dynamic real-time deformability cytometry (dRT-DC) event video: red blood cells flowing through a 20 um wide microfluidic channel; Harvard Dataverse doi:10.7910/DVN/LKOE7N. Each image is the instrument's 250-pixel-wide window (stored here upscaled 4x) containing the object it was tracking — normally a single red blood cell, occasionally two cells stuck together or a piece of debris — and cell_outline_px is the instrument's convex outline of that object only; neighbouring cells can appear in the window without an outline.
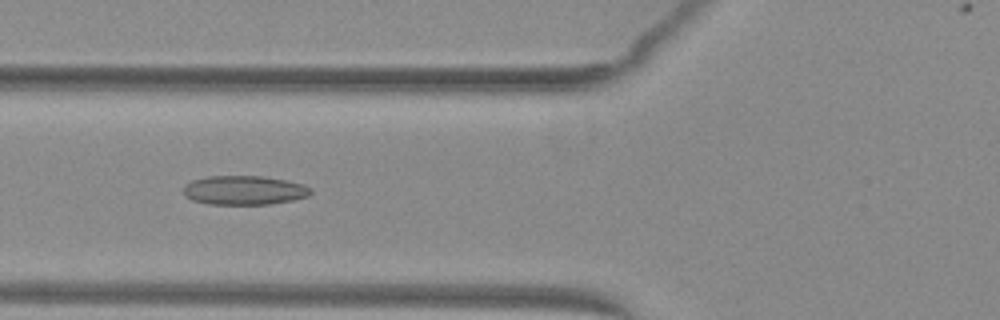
{"species": "common noctule bat (a hibernating species)", "species_latin": "Nyctalus noctula", "temperature_condition": "warm", "stored_images_in_passage": 44, "camera_frame_rate_fps": 3000, "um_per_image_px": 0.085, "animal": {"sex": "female", "body_mass_g": 29.2, "forearm_length_mm": 56.3}, "frame": {"image": 1, "passage_image": 12, "time_ms": 3.667, "image_size_px": [1000, 320], "cell_outline_px": [[312, 192], [308, 196], [292, 200], [268, 204], [208, 204], [192, 200], [184, 196], [184, 188], [192, 180], [208, 176], [264, 176], [288, 180], [304, 184], [312, 188]], "centroid_in_image_um": [20.79, 16.16], "position_along_channel_um": 105.0, "area_um2": 21.68}}
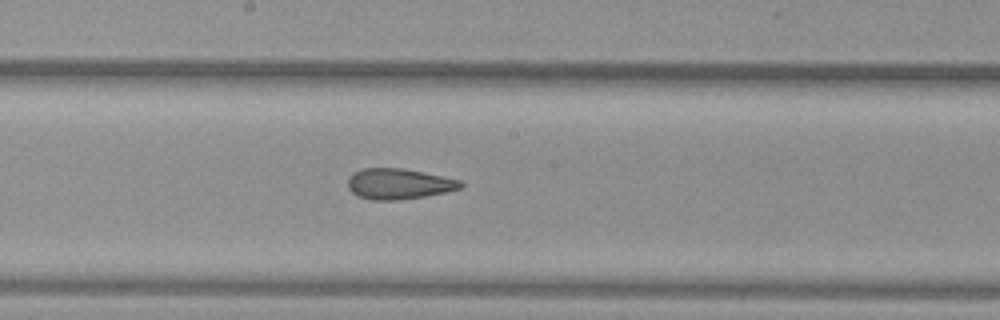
{"frame": {"image": 2, "passage_image": 20, "time_ms": 6.333, "image_size_px": [1000, 320], "cell_outline_px": [[464, 184], [460, 188], [444, 192], [424, 196], [400, 200], [372, 200], [356, 196], [348, 188], [348, 176], [352, 172], [360, 168], [404, 168], [460, 180]], "centroid_in_image_um": [33.83, 15.62], "position_along_channel_um": 214.4, "area_um2": 20.23}}
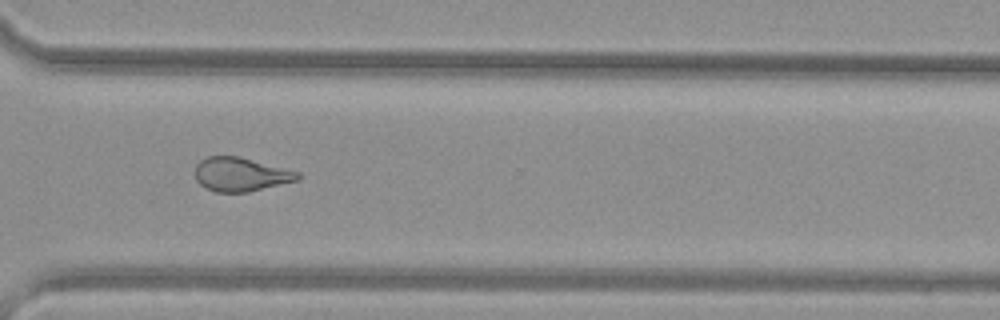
{"frame": {"image": 3, "passage_image": 30, "time_ms": 9.667, "image_size_px": [1000, 320], "cell_outline_px": [[300, 180], [248, 192], [216, 192], [204, 188], [196, 180], [196, 164], [200, 160], [208, 156], [240, 156], [300, 172]], "centroid_in_image_um": [20.47, 14.82], "position_along_channel_um": 350.1, "area_um2": 20.4}, "authors_computed_cell_mechanics": {"area_um2": 21.9062, "velocity_mm_per_s": 4.0805, "shape_relaxation_time_tau1_ms": null, "shape_relaxation_time_tau2_ms": 2.2738, "deformation_change_tau1": null, "deformation_change_tau2": 0.11}}